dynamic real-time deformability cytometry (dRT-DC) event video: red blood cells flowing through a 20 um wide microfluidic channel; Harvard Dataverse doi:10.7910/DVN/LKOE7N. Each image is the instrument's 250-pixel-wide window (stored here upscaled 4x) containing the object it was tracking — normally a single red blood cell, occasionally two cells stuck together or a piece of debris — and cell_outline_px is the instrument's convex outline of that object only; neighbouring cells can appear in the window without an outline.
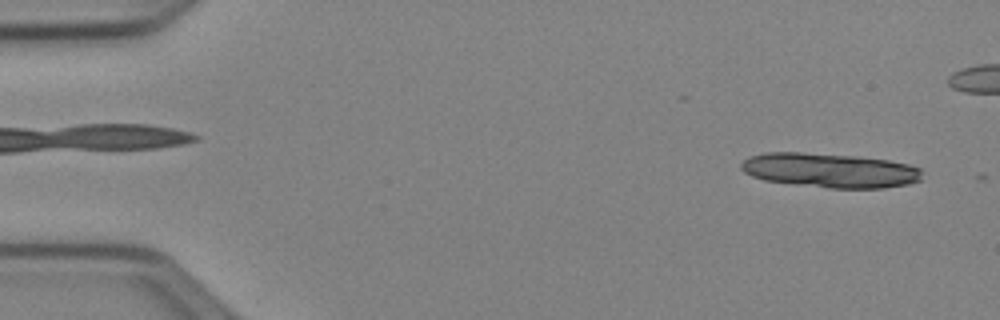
{"species": "Egyptian fruit bat (a non-hibernating species)", "species_latin": "Rousettus aegyptiacus", "temperature_condition": "cold", "stored_images_in_passage": 7, "camera_frame_rate_fps": 3000, "um_per_image_px": 0.085, "animal": {"sex": "female"}, "frame": {"image": 1, "passage_image": 3, "time_ms": 0.667, "image_size_px": [1000, 320], "cell_outline_px": [[920, 180], [908, 184], [884, 188], [828, 188], [764, 180], [752, 176], [744, 172], [740, 168], [740, 164], [748, 156], [764, 152], [800, 152], [852, 156], [888, 160], [908, 164], [920, 168]], "centroid_in_image_um": [70.5, 14.48], "position_along_channel_um": 14.5, "area_um2": 36.24}}